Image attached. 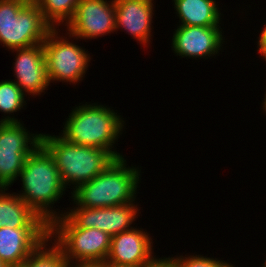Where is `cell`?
I'll return each mask as SVG.
<instances>
[{
	"label": "cell",
	"instance_id": "8992f818",
	"mask_svg": "<svg viewBox=\"0 0 266 267\" xmlns=\"http://www.w3.org/2000/svg\"><path fill=\"white\" fill-rule=\"evenodd\" d=\"M49 236L63 249L68 266L105 262L109 254L108 233L96 228H78L65 215L49 225Z\"/></svg>",
	"mask_w": 266,
	"mask_h": 267
},
{
	"label": "cell",
	"instance_id": "7c38bea8",
	"mask_svg": "<svg viewBox=\"0 0 266 267\" xmlns=\"http://www.w3.org/2000/svg\"><path fill=\"white\" fill-rule=\"evenodd\" d=\"M143 228L133 227L111 236L106 263L117 267H141L149 262L153 254V238Z\"/></svg>",
	"mask_w": 266,
	"mask_h": 267
},
{
	"label": "cell",
	"instance_id": "44dd1931",
	"mask_svg": "<svg viewBox=\"0 0 266 267\" xmlns=\"http://www.w3.org/2000/svg\"><path fill=\"white\" fill-rule=\"evenodd\" d=\"M177 267H234L235 265L219 260L218 258L207 257L200 255H177L174 257Z\"/></svg>",
	"mask_w": 266,
	"mask_h": 267
},
{
	"label": "cell",
	"instance_id": "277c9868",
	"mask_svg": "<svg viewBox=\"0 0 266 267\" xmlns=\"http://www.w3.org/2000/svg\"><path fill=\"white\" fill-rule=\"evenodd\" d=\"M41 144L52 155L63 185L66 188L74 185L72 191L105 171L117 159L111 151L70 143L60 134L42 133Z\"/></svg>",
	"mask_w": 266,
	"mask_h": 267
},
{
	"label": "cell",
	"instance_id": "30bf717a",
	"mask_svg": "<svg viewBox=\"0 0 266 267\" xmlns=\"http://www.w3.org/2000/svg\"><path fill=\"white\" fill-rule=\"evenodd\" d=\"M110 1L80 0L66 31L76 40L96 39L116 31L115 3Z\"/></svg>",
	"mask_w": 266,
	"mask_h": 267
},
{
	"label": "cell",
	"instance_id": "7a4b0ae2",
	"mask_svg": "<svg viewBox=\"0 0 266 267\" xmlns=\"http://www.w3.org/2000/svg\"><path fill=\"white\" fill-rule=\"evenodd\" d=\"M121 116L105 104H79L71 110L63 123V133L59 134L70 143L111 151L117 158H122L124 155L113 149L125 127Z\"/></svg>",
	"mask_w": 266,
	"mask_h": 267
},
{
	"label": "cell",
	"instance_id": "2e32d148",
	"mask_svg": "<svg viewBox=\"0 0 266 267\" xmlns=\"http://www.w3.org/2000/svg\"><path fill=\"white\" fill-rule=\"evenodd\" d=\"M0 189V228L49 227L16 193Z\"/></svg>",
	"mask_w": 266,
	"mask_h": 267
},
{
	"label": "cell",
	"instance_id": "e0dca14e",
	"mask_svg": "<svg viewBox=\"0 0 266 267\" xmlns=\"http://www.w3.org/2000/svg\"><path fill=\"white\" fill-rule=\"evenodd\" d=\"M174 1V2H173ZM181 26H219L221 14L216 0H172Z\"/></svg>",
	"mask_w": 266,
	"mask_h": 267
},
{
	"label": "cell",
	"instance_id": "3957f363",
	"mask_svg": "<svg viewBox=\"0 0 266 267\" xmlns=\"http://www.w3.org/2000/svg\"><path fill=\"white\" fill-rule=\"evenodd\" d=\"M127 165L124 157L117 158L105 171L71 191L73 205L105 208L135 202L141 169Z\"/></svg>",
	"mask_w": 266,
	"mask_h": 267
},
{
	"label": "cell",
	"instance_id": "6da1fadb",
	"mask_svg": "<svg viewBox=\"0 0 266 267\" xmlns=\"http://www.w3.org/2000/svg\"><path fill=\"white\" fill-rule=\"evenodd\" d=\"M18 177L22 182V188L17 195L48 226L56 218L64 215L63 210L60 213L52 208L65 194L66 187L63 185L52 155L41 143L26 157Z\"/></svg>",
	"mask_w": 266,
	"mask_h": 267
},
{
	"label": "cell",
	"instance_id": "cb8c5ba5",
	"mask_svg": "<svg viewBox=\"0 0 266 267\" xmlns=\"http://www.w3.org/2000/svg\"><path fill=\"white\" fill-rule=\"evenodd\" d=\"M96 267H117V266H113L111 264H108L106 262H100L96 264Z\"/></svg>",
	"mask_w": 266,
	"mask_h": 267
},
{
	"label": "cell",
	"instance_id": "ac0fdd59",
	"mask_svg": "<svg viewBox=\"0 0 266 267\" xmlns=\"http://www.w3.org/2000/svg\"><path fill=\"white\" fill-rule=\"evenodd\" d=\"M21 266L68 267L63 249L55 241H52L49 235L28 255Z\"/></svg>",
	"mask_w": 266,
	"mask_h": 267
},
{
	"label": "cell",
	"instance_id": "d6986e66",
	"mask_svg": "<svg viewBox=\"0 0 266 267\" xmlns=\"http://www.w3.org/2000/svg\"><path fill=\"white\" fill-rule=\"evenodd\" d=\"M44 19L53 27L66 26L75 16L80 0H35ZM65 21V22H64ZM64 22V23H63ZM57 26V27H56Z\"/></svg>",
	"mask_w": 266,
	"mask_h": 267
},
{
	"label": "cell",
	"instance_id": "4fadbf2b",
	"mask_svg": "<svg viewBox=\"0 0 266 267\" xmlns=\"http://www.w3.org/2000/svg\"><path fill=\"white\" fill-rule=\"evenodd\" d=\"M16 52L13 62V81L27 96H39L50 85L46 70V61L43 44H37L28 48L10 50ZM17 80V81H16Z\"/></svg>",
	"mask_w": 266,
	"mask_h": 267
},
{
	"label": "cell",
	"instance_id": "83f0119b",
	"mask_svg": "<svg viewBox=\"0 0 266 267\" xmlns=\"http://www.w3.org/2000/svg\"><path fill=\"white\" fill-rule=\"evenodd\" d=\"M262 265H263L262 267H266V260H265V262Z\"/></svg>",
	"mask_w": 266,
	"mask_h": 267
},
{
	"label": "cell",
	"instance_id": "5b68a950",
	"mask_svg": "<svg viewBox=\"0 0 266 267\" xmlns=\"http://www.w3.org/2000/svg\"><path fill=\"white\" fill-rule=\"evenodd\" d=\"M52 29L35 0H0V43L8 51L42 44Z\"/></svg>",
	"mask_w": 266,
	"mask_h": 267
},
{
	"label": "cell",
	"instance_id": "9a60e30c",
	"mask_svg": "<svg viewBox=\"0 0 266 267\" xmlns=\"http://www.w3.org/2000/svg\"><path fill=\"white\" fill-rule=\"evenodd\" d=\"M47 235L49 227L0 228V260L20 266Z\"/></svg>",
	"mask_w": 266,
	"mask_h": 267
},
{
	"label": "cell",
	"instance_id": "ba28073f",
	"mask_svg": "<svg viewBox=\"0 0 266 267\" xmlns=\"http://www.w3.org/2000/svg\"><path fill=\"white\" fill-rule=\"evenodd\" d=\"M23 122H0V189L18 180L26 157L41 143V133H30Z\"/></svg>",
	"mask_w": 266,
	"mask_h": 267
},
{
	"label": "cell",
	"instance_id": "52a82bcc",
	"mask_svg": "<svg viewBox=\"0 0 266 267\" xmlns=\"http://www.w3.org/2000/svg\"><path fill=\"white\" fill-rule=\"evenodd\" d=\"M59 32L60 29L53 28L42 43L48 80L50 83H80L88 70L91 56L84 47L68 40L72 36L67 31L65 36H59Z\"/></svg>",
	"mask_w": 266,
	"mask_h": 267
},
{
	"label": "cell",
	"instance_id": "484cf974",
	"mask_svg": "<svg viewBox=\"0 0 266 267\" xmlns=\"http://www.w3.org/2000/svg\"><path fill=\"white\" fill-rule=\"evenodd\" d=\"M264 97H265V98H264V101L262 100V102H263V103H262V105H263V106H262V107H263L262 109L264 110V112H265V114H266V92H265Z\"/></svg>",
	"mask_w": 266,
	"mask_h": 267
},
{
	"label": "cell",
	"instance_id": "8fae6325",
	"mask_svg": "<svg viewBox=\"0 0 266 267\" xmlns=\"http://www.w3.org/2000/svg\"><path fill=\"white\" fill-rule=\"evenodd\" d=\"M222 31L221 26L179 25L173 33L171 48L173 53L181 58L208 59L222 50V44L225 42Z\"/></svg>",
	"mask_w": 266,
	"mask_h": 267
},
{
	"label": "cell",
	"instance_id": "ffe728a7",
	"mask_svg": "<svg viewBox=\"0 0 266 267\" xmlns=\"http://www.w3.org/2000/svg\"><path fill=\"white\" fill-rule=\"evenodd\" d=\"M25 97L26 95L13 80H2L0 82V112H3L4 116L0 122H21L11 115L26 107Z\"/></svg>",
	"mask_w": 266,
	"mask_h": 267
},
{
	"label": "cell",
	"instance_id": "5bb4252c",
	"mask_svg": "<svg viewBox=\"0 0 266 267\" xmlns=\"http://www.w3.org/2000/svg\"><path fill=\"white\" fill-rule=\"evenodd\" d=\"M153 2L154 0H114L116 31L123 29L146 47V44L152 42Z\"/></svg>",
	"mask_w": 266,
	"mask_h": 267
},
{
	"label": "cell",
	"instance_id": "7402d4cb",
	"mask_svg": "<svg viewBox=\"0 0 266 267\" xmlns=\"http://www.w3.org/2000/svg\"><path fill=\"white\" fill-rule=\"evenodd\" d=\"M141 267H177L174 257H157L154 256L149 262Z\"/></svg>",
	"mask_w": 266,
	"mask_h": 267
},
{
	"label": "cell",
	"instance_id": "4316f807",
	"mask_svg": "<svg viewBox=\"0 0 266 267\" xmlns=\"http://www.w3.org/2000/svg\"><path fill=\"white\" fill-rule=\"evenodd\" d=\"M0 267H8L3 261L0 260Z\"/></svg>",
	"mask_w": 266,
	"mask_h": 267
},
{
	"label": "cell",
	"instance_id": "603a6c76",
	"mask_svg": "<svg viewBox=\"0 0 266 267\" xmlns=\"http://www.w3.org/2000/svg\"><path fill=\"white\" fill-rule=\"evenodd\" d=\"M263 29L260 32L259 39H258V45H257V51L258 53L265 59L264 61L266 62V24L263 25Z\"/></svg>",
	"mask_w": 266,
	"mask_h": 267
},
{
	"label": "cell",
	"instance_id": "d4e9b609",
	"mask_svg": "<svg viewBox=\"0 0 266 267\" xmlns=\"http://www.w3.org/2000/svg\"><path fill=\"white\" fill-rule=\"evenodd\" d=\"M68 267H96V264H93V265H73V266H68Z\"/></svg>",
	"mask_w": 266,
	"mask_h": 267
},
{
	"label": "cell",
	"instance_id": "9c48e42d",
	"mask_svg": "<svg viewBox=\"0 0 266 267\" xmlns=\"http://www.w3.org/2000/svg\"><path fill=\"white\" fill-rule=\"evenodd\" d=\"M137 206L135 202L105 208L73 206L64 215L78 228H96L113 236L133 228L140 211Z\"/></svg>",
	"mask_w": 266,
	"mask_h": 267
}]
</instances>
